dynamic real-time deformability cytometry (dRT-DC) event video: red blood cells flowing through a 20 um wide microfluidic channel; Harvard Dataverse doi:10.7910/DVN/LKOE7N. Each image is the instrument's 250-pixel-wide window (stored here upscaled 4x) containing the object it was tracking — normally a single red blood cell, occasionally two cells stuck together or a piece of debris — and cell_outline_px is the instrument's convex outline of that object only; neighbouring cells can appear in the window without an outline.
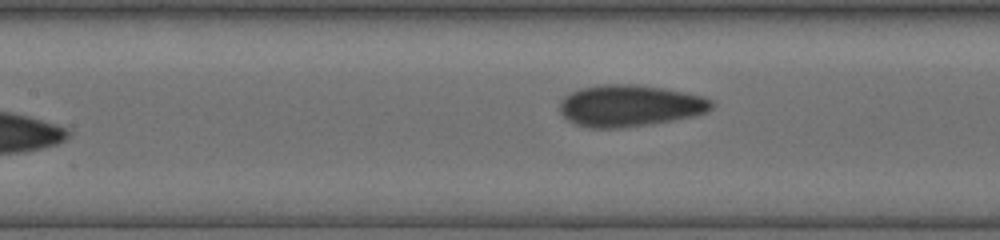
{"species": "human", "species_latin": "Homo sapiens", "temperature_condition": "cold", "stored_images_in_passage": 12, "camera_frame_rate_fps": 3000, "um_per_image_px": 0.085, "donor": {"sex": "female"}, "frame": {"image": 1, "passage_image": 12, "time_ms": 5.333, "image_size_px": [1000, 240], "cell_outline_px": [[712, 108], [708, 112], [692, 116], [672, 120], [620, 128], [588, 128], [576, 124], [568, 120], [560, 112], [560, 100], [568, 92], [580, 88], [596, 84], [636, 84], [664, 88], [704, 96], [712, 100]], "centroid_in_image_um": [53.5, 8.97], "position_along_channel_um": 153.9, "area_um2": 37.05}}